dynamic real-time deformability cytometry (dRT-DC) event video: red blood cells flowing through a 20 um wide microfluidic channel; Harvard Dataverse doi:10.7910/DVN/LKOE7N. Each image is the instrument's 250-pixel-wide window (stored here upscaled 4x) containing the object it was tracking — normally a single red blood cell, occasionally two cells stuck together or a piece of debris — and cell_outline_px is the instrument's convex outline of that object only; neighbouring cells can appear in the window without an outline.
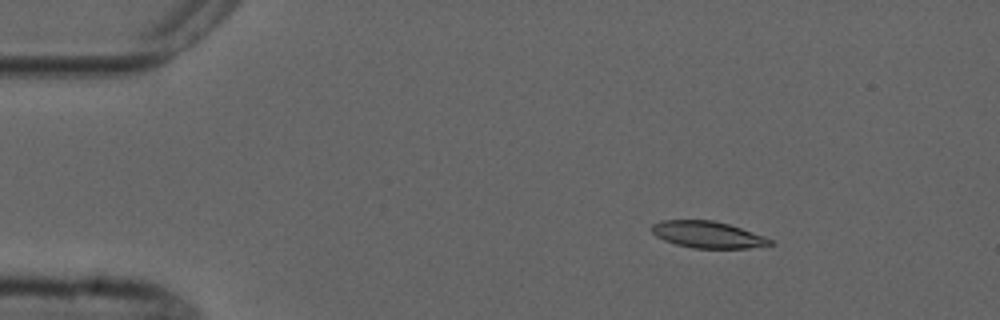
{"species": "common noctule bat (a hibernating species)", "species_latin": "Nyctalus noctula", "temperature_condition": "cold", "stored_images_in_passage": 4, "camera_frame_rate_fps": 3000, "um_per_image_px": 0.085, "animal": {"sex": "male", "forearm_length_mm": 52.5}, "frame": {"image": 1, "passage_image": 2, "time_ms": 1.333, "image_size_px": [1000, 320], "cell_outline_px": [[776, 244], [748, 248], [692, 248], [676, 244], [664, 240], [656, 236], [652, 232], [652, 224], [660, 220], [712, 220], [728, 224], [764, 236], [772, 240]], "centroid_in_image_um": [60.15, 19.94], "position_along_channel_um": 24.9, "area_um2": 18.32}}